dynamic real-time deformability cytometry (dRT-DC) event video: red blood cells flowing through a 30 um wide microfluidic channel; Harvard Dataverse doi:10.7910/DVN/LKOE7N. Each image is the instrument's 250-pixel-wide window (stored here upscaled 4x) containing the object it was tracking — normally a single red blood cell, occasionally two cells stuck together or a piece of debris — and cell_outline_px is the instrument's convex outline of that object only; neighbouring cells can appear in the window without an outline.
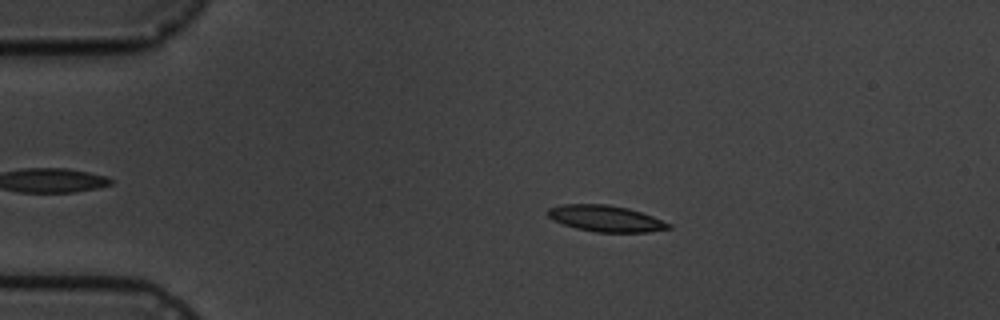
{"species": "common noctule bat (a hibernating species)", "species_latin": "Nyctalus noctula", "temperature_condition": "cold", "stored_images_in_passage": 9, "camera_frame_rate_fps": 3000, "um_per_image_px": 0.085, "animal": {"sex": "male", "body_mass_g": 19.5, "forearm_length_mm": 54.6}, "frame": {"image": 1, "passage_image": 3, "time_ms": 2.333, "image_size_px": [1000, 320], "cell_outline_px": [[672, 228], [648, 232], [596, 232], [576, 228], [564, 224], [548, 216], [548, 208], [560, 204], [608, 204], [628, 208], [652, 216], [672, 224]], "centroid_in_image_um": [51.51, 18.57], "position_along_channel_um": 33.5, "area_um2": 18.38}}
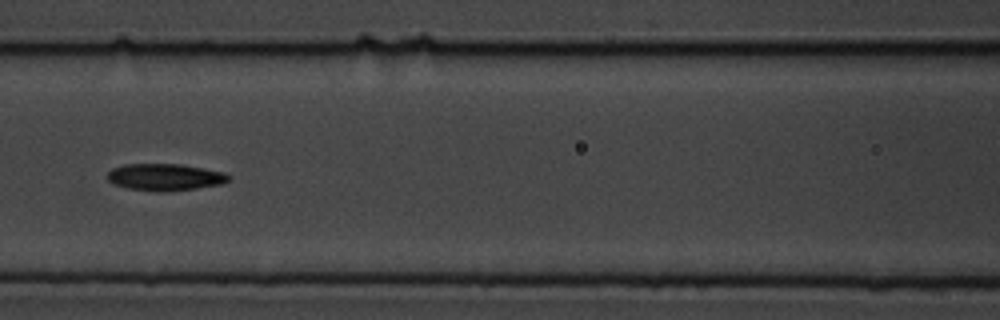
{"frame": {"image": 2, "passage_image": 7, "time_ms": 7.0, "image_size_px": [1000, 320], "cell_outline_px": [[232, 176], [224, 184], [196, 188], [164, 192], [160, 192], [128, 188], [112, 184], [108, 180], [108, 172], [112, 168], [124, 164], [180, 164], [224, 172]], "centroid_in_image_um": [14.03, 15.06], "position_along_channel_um": 152.6, "area_um2": 19.07}}
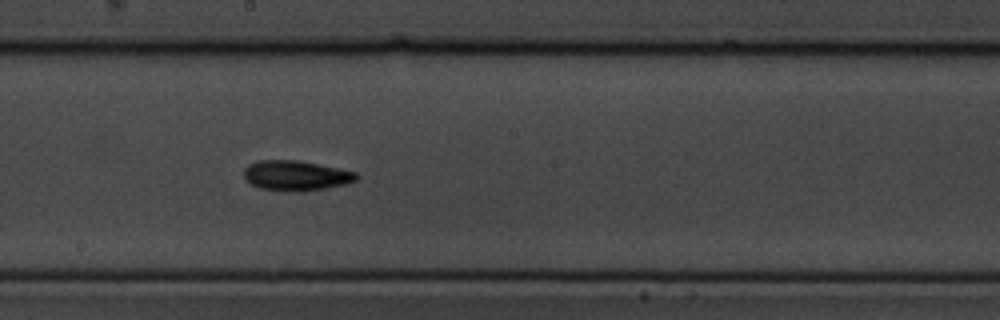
{"frame": {"image": 3, "passage_image": 9, "time_ms": 9.0, "image_size_px": [1000, 320], "cell_outline_px": [[360, 176], [356, 180], [348, 184], [304, 192], [288, 192], [260, 188], [252, 184], [244, 176], [244, 168], [248, 164], [256, 160], [300, 160], [356, 172]], "centroid_in_image_um": [25.17, 14.93], "position_along_channel_um": 223.0, "area_um2": 20.0}}